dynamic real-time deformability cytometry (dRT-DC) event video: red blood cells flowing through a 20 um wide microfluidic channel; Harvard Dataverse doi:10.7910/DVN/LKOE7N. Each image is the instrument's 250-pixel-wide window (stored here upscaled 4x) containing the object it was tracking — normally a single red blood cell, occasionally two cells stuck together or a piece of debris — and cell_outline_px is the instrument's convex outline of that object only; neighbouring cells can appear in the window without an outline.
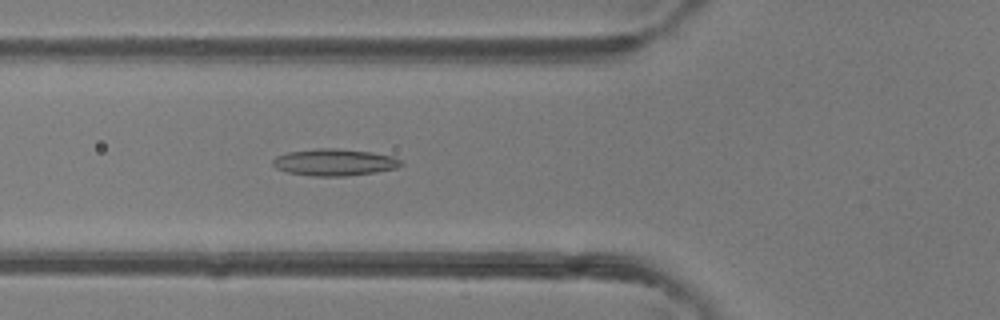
{"species": "common noctule bat (a hibernating species)", "species_latin": "Nyctalus noctula", "temperature_condition": "room temperature", "stored_images_in_passage": 48, "camera_frame_rate_fps": 3000, "um_per_image_px": 0.085, "animal": {"sex": "female"}, "frame": {"image": 1, "passage_image": 18, "time_ms": 5.667, "image_size_px": [1000, 320], "cell_outline_px": [[404, 164], [396, 168], [376, 172], [344, 176], [312, 176], [288, 172], [276, 168], [272, 164], [272, 160], [276, 156], [288, 152], [316, 148], [336, 148], [372, 152], [392, 156], [400, 160]], "centroid_in_image_um": [28.41, 13.79], "position_along_channel_um": 97.4, "area_um2": 20.06}}
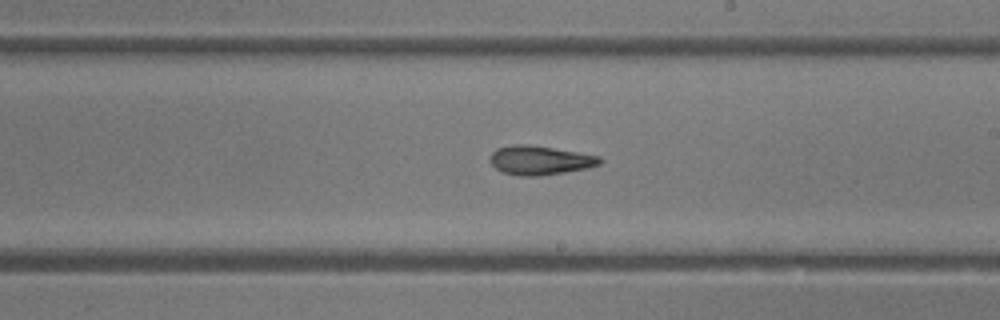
{"frame": {"image": 2, "passage_image": 28, "time_ms": 9.0, "image_size_px": [1000, 320], "cell_outline_px": [[604, 160], [600, 164], [588, 168], [540, 176], [520, 176], [500, 172], [492, 164], [492, 152], [496, 148], [512, 144], [524, 144], [552, 148], [600, 156]], "centroid_in_image_um": [45.9, 13.63], "position_along_channel_um": 243.1, "area_um2": 18.5}}
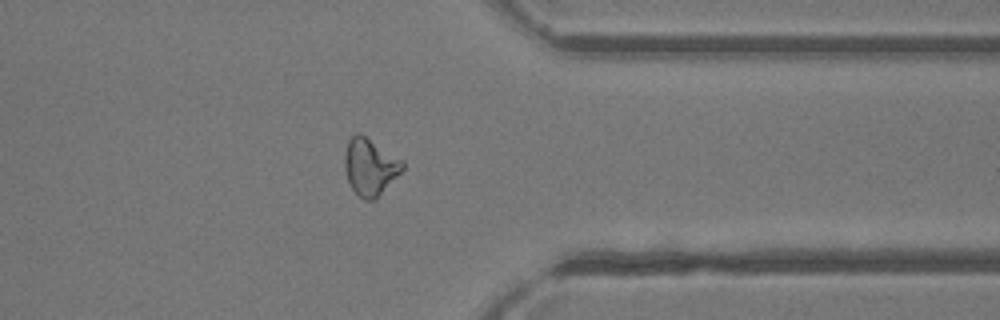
{"frame": {"image": 3, "passage_image": 38, "time_ms": 12.333, "image_size_px": [1000, 320], "cell_outline_px": [[404, 168], [376, 200], [364, 200], [352, 188], [348, 180], [344, 168], [344, 156], [348, 140], [356, 132], [360, 132], [404, 160]], "centroid_in_image_um": [31.46, 14.15], "position_along_channel_um": 379.9, "area_um2": 19.36}, "authors_computed_cell_mechanics": {"area_um2": 19.4786, "velocity_mm_per_s": 4.3535, "shape_relaxation_time_tau1_ms": null, "shape_relaxation_time_tau2_ms": 5.9465, "deformation_change_tau1": null, "deformation_change_tau2": 0.1773}}